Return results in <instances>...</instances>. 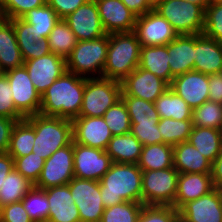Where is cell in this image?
Here are the masks:
<instances>
[{"mask_svg": "<svg viewBox=\"0 0 222 222\" xmlns=\"http://www.w3.org/2000/svg\"><path fill=\"white\" fill-rule=\"evenodd\" d=\"M85 78L66 71L41 96L39 113L73 120L82 106Z\"/></svg>", "mask_w": 222, "mask_h": 222, "instance_id": "obj_1", "label": "cell"}, {"mask_svg": "<svg viewBox=\"0 0 222 222\" xmlns=\"http://www.w3.org/2000/svg\"><path fill=\"white\" fill-rule=\"evenodd\" d=\"M104 207L124 201L142 203V170L137 164L115 163L100 180Z\"/></svg>", "mask_w": 222, "mask_h": 222, "instance_id": "obj_2", "label": "cell"}, {"mask_svg": "<svg viewBox=\"0 0 222 222\" xmlns=\"http://www.w3.org/2000/svg\"><path fill=\"white\" fill-rule=\"evenodd\" d=\"M141 44L134 32L109 34L103 77L122 82L139 65Z\"/></svg>", "mask_w": 222, "mask_h": 222, "instance_id": "obj_3", "label": "cell"}, {"mask_svg": "<svg viewBox=\"0 0 222 222\" xmlns=\"http://www.w3.org/2000/svg\"><path fill=\"white\" fill-rule=\"evenodd\" d=\"M25 119L35 131L32 152L45 160L73 140L72 120L40 113L27 116Z\"/></svg>", "mask_w": 222, "mask_h": 222, "instance_id": "obj_4", "label": "cell"}, {"mask_svg": "<svg viewBox=\"0 0 222 222\" xmlns=\"http://www.w3.org/2000/svg\"><path fill=\"white\" fill-rule=\"evenodd\" d=\"M108 44L109 34L93 40L78 41L65 59L67 71L84 78L103 77Z\"/></svg>", "mask_w": 222, "mask_h": 222, "instance_id": "obj_5", "label": "cell"}, {"mask_svg": "<svg viewBox=\"0 0 222 222\" xmlns=\"http://www.w3.org/2000/svg\"><path fill=\"white\" fill-rule=\"evenodd\" d=\"M121 82L104 77L85 78V89L79 116L103 117L121 99Z\"/></svg>", "mask_w": 222, "mask_h": 222, "instance_id": "obj_6", "label": "cell"}, {"mask_svg": "<svg viewBox=\"0 0 222 222\" xmlns=\"http://www.w3.org/2000/svg\"><path fill=\"white\" fill-rule=\"evenodd\" d=\"M175 29L178 35L202 34L205 10L184 0H163L155 9Z\"/></svg>", "mask_w": 222, "mask_h": 222, "instance_id": "obj_7", "label": "cell"}, {"mask_svg": "<svg viewBox=\"0 0 222 222\" xmlns=\"http://www.w3.org/2000/svg\"><path fill=\"white\" fill-rule=\"evenodd\" d=\"M179 172L174 168L142 171V203L173 206Z\"/></svg>", "mask_w": 222, "mask_h": 222, "instance_id": "obj_8", "label": "cell"}, {"mask_svg": "<svg viewBox=\"0 0 222 222\" xmlns=\"http://www.w3.org/2000/svg\"><path fill=\"white\" fill-rule=\"evenodd\" d=\"M68 185L79 211L80 222H100L105 209L100 181L73 177Z\"/></svg>", "mask_w": 222, "mask_h": 222, "instance_id": "obj_9", "label": "cell"}, {"mask_svg": "<svg viewBox=\"0 0 222 222\" xmlns=\"http://www.w3.org/2000/svg\"><path fill=\"white\" fill-rule=\"evenodd\" d=\"M73 140L45 160L39 179L35 187L47 189L50 187L67 185L74 177Z\"/></svg>", "mask_w": 222, "mask_h": 222, "instance_id": "obj_10", "label": "cell"}, {"mask_svg": "<svg viewBox=\"0 0 222 222\" xmlns=\"http://www.w3.org/2000/svg\"><path fill=\"white\" fill-rule=\"evenodd\" d=\"M11 86L15 108L24 116L38 114L41 108V95L36 91L25 66L5 72Z\"/></svg>", "mask_w": 222, "mask_h": 222, "instance_id": "obj_11", "label": "cell"}, {"mask_svg": "<svg viewBox=\"0 0 222 222\" xmlns=\"http://www.w3.org/2000/svg\"><path fill=\"white\" fill-rule=\"evenodd\" d=\"M74 177L100 181L113 161L105 150L84 146L73 141Z\"/></svg>", "mask_w": 222, "mask_h": 222, "instance_id": "obj_12", "label": "cell"}, {"mask_svg": "<svg viewBox=\"0 0 222 222\" xmlns=\"http://www.w3.org/2000/svg\"><path fill=\"white\" fill-rule=\"evenodd\" d=\"M133 32L141 46L167 45L178 36L171 24L154 9L137 17Z\"/></svg>", "mask_w": 222, "mask_h": 222, "instance_id": "obj_13", "label": "cell"}, {"mask_svg": "<svg viewBox=\"0 0 222 222\" xmlns=\"http://www.w3.org/2000/svg\"><path fill=\"white\" fill-rule=\"evenodd\" d=\"M121 87V96H133L154 103L169 88V84L138 66L121 82Z\"/></svg>", "mask_w": 222, "mask_h": 222, "instance_id": "obj_14", "label": "cell"}, {"mask_svg": "<svg viewBox=\"0 0 222 222\" xmlns=\"http://www.w3.org/2000/svg\"><path fill=\"white\" fill-rule=\"evenodd\" d=\"M23 65L27 69L36 91L41 96L55 80L67 71L66 60L52 52L36 59L24 61Z\"/></svg>", "mask_w": 222, "mask_h": 222, "instance_id": "obj_15", "label": "cell"}, {"mask_svg": "<svg viewBox=\"0 0 222 222\" xmlns=\"http://www.w3.org/2000/svg\"><path fill=\"white\" fill-rule=\"evenodd\" d=\"M78 41L100 38L105 32L95 0H89L63 19Z\"/></svg>", "mask_w": 222, "mask_h": 222, "instance_id": "obj_16", "label": "cell"}, {"mask_svg": "<svg viewBox=\"0 0 222 222\" xmlns=\"http://www.w3.org/2000/svg\"><path fill=\"white\" fill-rule=\"evenodd\" d=\"M179 218L180 222H222V191L214 188L187 202L179 209Z\"/></svg>", "mask_w": 222, "mask_h": 222, "instance_id": "obj_17", "label": "cell"}, {"mask_svg": "<svg viewBox=\"0 0 222 222\" xmlns=\"http://www.w3.org/2000/svg\"><path fill=\"white\" fill-rule=\"evenodd\" d=\"M72 135L75 143L106 150L112 134L103 117H81L72 120Z\"/></svg>", "mask_w": 222, "mask_h": 222, "instance_id": "obj_18", "label": "cell"}, {"mask_svg": "<svg viewBox=\"0 0 222 222\" xmlns=\"http://www.w3.org/2000/svg\"><path fill=\"white\" fill-rule=\"evenodd\" d=\"M169 87L192 109L209 100L208 75L199 71H189L175 76Z\"/></svg>", "mask_w": 222, "mask_h": 222, "instance_id": "obj_19", "label": "cell"}, {"mask_svg": "<svg viewBox=\"0 0 222 222\" xmlns=\"http://www.w3.org/2000/svg\"><path fill=\"white\" fill-rule=\"evenodd\" d=\"M102 26L107 34L133 32L137 15L121 0H95Z\"/></svg>", "mask_w": 222, "mask_h": 222, "instance_id": "obj_20", "label": "cell"}, {"mask_svg": "<svg viewBox=\"0 0 222 222\" xmlns=\"http://www.w3.org/2000/svg\"><path fill=\"white\" fill-rule=\"evenodd\" d=\"M194 70L207 75L222 72V45L203 33L194 34Z\"/></svg>", "mask_w": 222, "mask_h": 222, "instance_id": "obj_21", "label": "cell"}, {"mask_svg": "<svg viewBox=\"0 0 222 222\" xmlns=\"http://www.w3.org/2000/svg\"><path fill=\"white\" fill-rule=\"evenodd\" d=\"M44 190L50 207L48 222H80L79 211L68 184Z\"/></svg>", "mask_w": 222, "mask_h": 222, "instance_id": "obj_22", "label": "cell"}, {"mask_svg": "<svg viewBox=\"0 0 222 222\" xmlns=\"http://www.w3.org/2000/svg\"><path fill=\"white\" fill-rule=\"evenodd\" d=\"M213 189L211 173H179L173 207L179 210L187 202L196 200Z\"/></svg>", "mask_w": 222, "mask_h": 222, "instance_id": "obj_23", "label": "cell"}, {"mask_svg": "<svg viewBox=\"0 0 222 222\" xmlns=\"http://www.w3.org/2000/svg\"><path fill=\"white\" fill-rule=\"evenodd\" d=\"M168 54L173 77L194 70V35H178L168 43Z\"/></svg>", "mask_w": 222, "mask_h": 222, "instance_id": "obj_24", "label": "cell"}, {"mask_svg": "<svg viewBox=\"0 0 222 222\" xmlns=\"http://www.w3.org/2000/svg\"><path fill=\"white\" fill-rule=\"evenodd\" d=\"M24 61L10 20L0 17V73L23 66Z\"/></svg>", "mask_w": 222, "mask_h": 222, "instance_id": "obj_25", "label": "cell"}, {"mask_svg": "<svg viewBox=\"0 0 222 222\" xmlns=\"http://www.w3.org/2000/svg\"><path fill=\"white\" fill-rule=\"evenodd\" d=\"M173 166L179 173H211L212 163L188 141L173 146Z\"/></svg>", "mask_w": 222, "mask_h": 222, "instance_id": "obj_26", "label": "cell"}, {"mask_svg": "<svg viewBox=\"0 0 222 222\" xmlns=\"http://www.w3.org/2000/svg\"><path fill=\"white\" fill-rule=\"evenodd\" d=\"M168 54V44L160 46H141L139 67L163 79L169 85L173 80Z\"/></svg>", "mask_w": 222, "mask_h": 222, "instance_id": "obj_27", "label": "cell"}, {"mask_svg": "<svg viewBox=\"0 0 222 222\" xmlns=\"http://www.w3.org/2000/svg\"><path fill=\"white\" fill-rule=\"evenodd\" d=\"M142 144L131 133L114 135L105 150L115 163L138 164Z\"/></svg>", "mask_w": 222, "mask_h": 222, "instance_id": "obj_28", "label": "cell"}, {"mask_svg": "<svg viewBox=\"0 0 222 222\" xmlns=\"http://www.w3.org/2000/svg\"><path fill=\"white\" fill-rule=\"evenodd\" d=\"M188 142L213 163L222 151V130L193 126Z\"/></svg>", "mask_w": 222, "mask_h": 222, "instance_id": "obj_29", "label": "cell"}, {"mask_svg": "<svg viewBox=\"0 0 222 222\" xmlns=\"http://www.w3.org/2000/svg\"><path fill=\"white\" fill-rule=\"evenodd\" d=\"M138 167L142 171L168 169L173 166V146L158 143L142 146Z\"/></svg>", "mask_w": 222, "mask_h": 222, "instance_id": "obj_30", "label": "cell"}, {"mask_svg": "<svg viewBox=\"0 0 222 222\" xmlns=\"http://www.w3.org/2000/svg\"><path fill=\"white\" fill-rule=\"evenodd\" d=\"M159 118L191 120L193 109L170 87L154 102Z\"/></svg>", "mask_w": 222, "mask_h": 222, "instance_id": "obj_31", "label": "cell"}, {"mask_svg": "<svg viewBox=\"0 0 222 222\" xmlns=\"http://www.w3.org/2000/svg\"><path fill=\"white\" fill-rule=\"evenodd\" d=\"M21 18L32 25L35 41L48 38L54 26L60 20L56 12L47 3L28 11Z\"/></svg>", "mask_w": 222, "mask_h": 222, "instance_id": "obj_32", "label": "cell"}, {"mask_svg": "<svg viewBox=\"0 0 222 222\" xmlns=\"http://www.w3.org/2000/svg\"><path fill=\"white\" fill-rule=\"evenodd\" d=\"M34 127L26 120L17 121L11 134L7 153L14 159L32 152L34 145Z\"/></svg>", "mask_w": 222, "mask_h": 222, "instance_id": "obj_33", "label": "cell"}, {"mask_svg": "<svg viewBox=\"0 0 222 222\" xmlns=\"http://www.w3.org/2000/svg\"><path fill=\"white\" fill-rule=\"evenodd\" d=\"M34 185L13 169L0 188V206L21 201Z\"/></svg>", "mask_w": 222, "mask_h": 222, "instance_id": "obj_34", "label": "cell"}, {"mask_svg": "<svg viewBox=\"0 0 222 222\" xmlns=\"http://www.w3.org/2000/svg\"><path fill=\"white\" fill-rule=\"evenodd\" d=\"M77 42L74 32L63 19L57 22L48 36L51 52L64 59L69 56Z\"/></svg>", "mask_w": 222, "mask_h": 222, "instance_id": "obj_35", "label": "cell"}, {"mask_svg": "<svg viewBox=\"0 0 222 222\" xmlns=\"http://www.w3.org/2000/svg\"><path fill=\"white\" fill-rule=\"evenodd\" d=\"M163 143L175 146L178 143L187 142L191 134L192 120H175L172 118H160L158 122Z\"/></svg>", "mask_w": 222, "mask_h": 222, "instance_id": "obj_36", "label": "cell"}, {"mask_svg": "<svg viewBox=\"0 0 222 222\" xmlns=\"http://www.w3.org/2000/svg\"><path fill=\"white\" fill-rule=\"evenodd\" d=\"M21 202L33 222H48L50 207L44 189L33 186Z\"/></svg>", "mask_w": 222, "mask_h": 222, "instance_id": "obj_37", "label": "cell"}, {"mask_svg": "<svg viewBox=\"0 0 222 222\" xmlns=\"http://www.w3.org/2000/svg\"><path fill=\"white\" fill-rule=\"evenodd\" d=\"M126 104L131 123H158L155 104L133 96H121Z\"/></svg>", "mask_w": 222, "mask_h": 222, "instance_id": "obj_38", "label": "cell"}, {"mask_svg": "<svg viewBox=\"0 0 222 222\" xmlns=\"http://www.w3.org/2000/svg\"><path fill=\"white\" fill-rule=\"evenodd\" d=\"M192 124L196 127H208L222 130V104L205 101L192 111Z\"/></svg>", "mask_w": 222, "mask_h": 222, "instance_id": "obj_39", "label": "cell"}, {"mask_svg": "<svg viewBox=\"0 0 222 222\" xmlns=\"http://www.w3.org/2000/svg\"><path fill=\"white\" fill-rule=\"evenodd\" d=\"M103 118L113 136L130 133L131 120L122 98L104 113Z\"/></svg>", "mask_w": 222, "mask_h": 222, "instance_id": "obj_40", "label": "cell"}, {"mask_svg": "<svg viewBox=\"0 0 222 222\" xmlns=\"http://www.w3.org/2000/svg\"><path fill=\"white\" fill-rule=\"evenodd\" d=\"M143 203L124 201L106 207L100 222H138Z\"/></svg>", "mask_w": 222, "mask_h": 222, "instance_id": "obj_41", "label": "cell"}, {"mask_svg": "<svg viewBox=\"0 0 222 222\" xmlns=\"http://www.w3.org/2000/svg\"><path fill=\"white\" fill-rule=\"evenodd\" d=\"M13 160L14 169L21 173L29 182L35 185L40 177L45 159L31 152L26 156L16 157Z\"/></svg>", "mask_w": 222, "mask_h": 222, "instance_id": "obj_42", "label": "cell"}, {"mask_svg": "<svg viewBox=\"0 0 222 222\" xmlns=\"http://www.w3.org/2000/svg\"><path fill=\"white\" fill-rule=\"evenodd\" d=\"M46 3L47 0H0V15L8 20L21 18L28 11Z\"/></svg>", "mask_w": 222, "mask_h": 222, "instance_id": "obj_43", "label": "cell"}, {"mask_svg": "<svg viewBox=\"0 0 222 222\" xmlns=\"http://www.w3.org/2000/svg\"><path fill=\"white\" fill-rule=\"evenodd\" d=\"M203 34L222 45V2L210 3L206 7Z\"/></svg>", "mask_w": 222, "mask_h": 222, "instance_id": "obj_44", "label": "cell"}, {"mask_svg": "<svg viewBox=\"0 0 222 222\" xmlns=\"http://www.w3.org/2000/svg\"><path fill=\"white\" fill-rule=\"evenodd\" d=\"M138 222H180L179 210L173 206L143 205Z\"/></svg>", "mask_w": 222, "mask_h": 222, "instance_id": "obj_45", "label": "cell"}, {"mask_svg": "<svg viewBox=\"0 0 222 222\" xmlns=\"http://www.w3.org/2000/svg\"><path fill=\"white\" fill-rule=\"evenodd\" d=\"M12 94L6 74L0 73V116L23 120L25 117L15 108Z\"/></svg>", "mask_w": 222, "mask_h": 222, "instance_id": "obj_46", "label": "cell"}, {"mask_svg": "<svg viewBox=\"0 0 222 222\" xmlns=\"http://www.w3.org/2000/svg\"><path fill=\"white\" fill-rule=\"evenodd\" d=\"M130 133L133 134L143 146L163 143L158 123H131Z\"/></svg>", "mask_w": 222, "mask_h": 222, "instance_id": "obj_47", "label": "cell"}, {"mask_svg": "<svg viewBox=\"0 0 222 222\" xmlns=\"http://www.w3.org/2000/svg\"><path fill=\"white\" fill-rule=\"evenodd\" d=\"M1 222H33L21 201L2 206Z\"/></svg>", "mask_w": 222, "mask_h": 222, "instance_id": "obj_48", "label": "cell"}, {"mask_svg": "<svg viewBox=\"0 0 222 222\" xmlns=\"http://www.w3.org/2000/svg\"><path fill=\"white\" fill-rule=\"evenodd\" d=\"M23 61L36 59L51 53L48 38L40 39L30 45H18Z\"/></svg>", "mask_w": 222, "mask_h": 222, "instance_id": "obj_49", "label": "cell"}, {"mask_svg": "<svg viewBox=\"0 0 222 222\" xmlns=\"http://www.w3.org/2000/svg\"><path fill=\"white\" fill-rule=\"evenodd\" d=\"M13 24L18 45H30L36 42L33 27L22 18L10 19Z\"/></svg>", "mask_w": 222, "mask_h": 222, "instance_id": "obj_50", "label": "cell"}, {"mask_svg": "<svg viewBox=\"0 0 222 222\" xmlns=\"http://www.w3.org/2000/svg\"><path fill=\"white\" fill-rule=\"evenodd\" d=\"M89 0H47V4L56 12L60 19H64Z\"/></svg>", "mask_w": 222, "mask_h": 222, "instance_id": "obj_51", "label": "cell"}, {"mask_svg": "<svg viewBox=\"0 0 222 222\" xmlns=\"http://www.w3.org/2000/svg\"><path fill=\"white\" fill-rule=\"evenodd\" d=\"M18 120L0 116V153H7L12 130Z\"/></svg>", "mask_w": 222, "mask_h": 222, "instance_id": "obj_52", "label": "cell"}, {"mask_svg": "<svg viewBox=\"0 0 222 222\" xmlns=\"http://www.w3.org/2000/svg\"><path fill=\"white\" fill-rule=\"evenodd\" d=\"M209 101L222 104V72L209 74Z\"/></svg>", "mask_w": 222, "mask_h": 222, "instance_id": "obj_53", "label": "cell"}, {"mask_svg": "<svg viewBox=\"0 0 222 222\" xmlns=\"http://www.w3.org/2000/svg\"><path fill=\"white\" fill-rule=\"evenodd\" d=\"M211 178L213 187L222 191V151L212 163Z\"/></svg>", "mask_w": 222, "mask_h": 222, "instance_id": "obj_54", "label": "cell"}, {"mask_svg": "<svg viewBox=\"0 0 222 222\" xmlns=\"http://www.w3.org/2000/svg\"><path fill=\"white\" fill-rule=\"evenodd\" d=\"M14 169V160L8 153H0V188L4 178Z\"/></svg>", "mask_w": 222, "mask_h": 222, "instance_id": "obj_55", "label": "cell"}, {"mask_svg": "<svg viewBox=\"0 0 222 222\" xmlns=\"http://www.w3.org/2000/svg\"><path fill=\"white\" fill-rule=\"evenodd\" d=\"M125 6L135 13L137 16L143 15L146 12L153 10L145 0H121Z\"/></svg>", "mask_w": 222, "mask_h": 222, "instance_id": "obj_56", "label": "cell"}, {"mask_svg": "<svg viewBox=\"0 0 222 222\" xmlns=\"http://www.w3.org/2000/svg\"><path fill=\"white\" fill-rule=\"evenodd\" d=\"M184 1L197 4V5L201 6L204 10L210 4L209 0H184Z\"/></svg>", "mask_w": 222, "mask_h": 222, "instance_id": "obj_57", "label": "cell"}, {"mask_svg": "<svg viewBox=\"0 0 222 222\" xmlns=\"http://www.w3.org/2000/svg\"><path fill=\"white\" fill-rule=\"evenodd\" d=\"M163 0H145V2L152 8L155 9Z\"/></svg>", "mask_w": 222, "mask_h": 222, "instance_id": "obj_58", "label": "cell"}, {"mask_svg": "<svg viewBox=\"0 0 222 222\" xmlns=\"http://www.w3.org/2000/svg\"><path fill=\"white\" fill-rule=\"evenodd\" d=\"M210 1V3H221L222 2V0H209Z\"/></svg>", "mask_w": 222, "mask_h": 222, "instance_id": "obj_59", "label": "cell"}, {"mask_svg": "<svg viewBox=\"0 0 222 222\" xmlns=\"http://www.w3.org/2000/svg\"><path fill=\"white\" fill-rule=\"evenodd\" d=\"M1 212H2V207L0 206V221H1Z\"/></svg>", "mask_w": 222, "mask_h": 222, "instance_id": "obj_60", "label": "cell"}]
</instances>
